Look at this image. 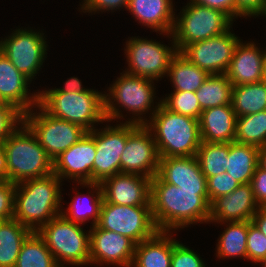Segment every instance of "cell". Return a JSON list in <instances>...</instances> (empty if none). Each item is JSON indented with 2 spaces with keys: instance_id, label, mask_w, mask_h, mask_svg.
I'll list each match as a JSON object with an SVG mask.
<instances>
[{
  "instance_id": "f35d334b",
  "label": "cell",
  "mask_w": 266,
  "mask_h": 267,
  "mask_svg": "<svg viewBox=\"0 0 266 267\" xmlns=\"http://www.w3.org/2000/svg\"><path fill=\"white\" fill-rule=\"evenodd\" d=\"M240 183L232 178L227 172L207 178V191L209 203L216 198L232 193Z\"/></svg>"
},
{
  "instance_id": "681fc988",
  "label": "cell",
  "mask_w": 266,
  "mask_h": 267,
  "mask_svg": "<svg viewBox=\"0 0 266 267\" xmlns=\"http://www.w3.org/2000/svg\"><path fill=\"white\" fill-rule=\"evenodd\" d=\"M259 166L266 170V146L259 148Z\"/></svg>"
},
{
  "instance_id": "7c38bea8",
  "label": "cell",
  "mask_w": 266,
  "mask_h": 267,
  "mask_svg": "<svg viewBox=\"0 0 266 267\" xmlns=\"http://www.w3.org/2000/svg\"><path fill=\"white\" fill-rule=\"evenodd\" d=\"M44 38V33L40 31L16 29L4 41H0V52L32 81L47 58V42Z\"/></svg>"
},
{
  "instance_id": "8d00e7d4",
  "label": "cell",
  "mask_w": 266,
  "mask_h": 267,
  "mask_svg": "<svg viewBox=\"0 0 266 267\" xmlns=\"http://www.w3.org/2000/svg\"><path fill=\"white\" fill-rule=\"evenodd\" d=\"M247 259L259 263L266 257V236L251 222L248 221Z\"/></svg>"
},
{
  "instance_id": "4fadbf2b",
  "label": "cell",
  "mask_w": 266,
  "mask_h": 267,
  "mask_svg": "<svg viewBox=\"0 0 266 267\" xmlns=\"http://www.w3.org/2000/svg\"><path fill=\"white\" fill-rule=\"evenodd\" d=\"M159 160L152 132L145 125L127 123V142L121 155V173L153 178L157 175Z\"/></svg>"
},
{
  "instance_id": "4316f807",
  "label": "cell",
  "mask_w": 266,
  "mask_h": 267,
  "mask_svg": "<svg viewBox=\"0 0 266 267\" xmlns=\"http://www.w3.org/2000/svg\"><path fill=\"white\" fill-rule=\"evenodd\" d=\"M32 232L18 220H0V267H15L22 244Z\"/></svg>"
},
{
  "instance_id": "e0dca14e",
  "label": "cell",
  "mask_w": 266,
  "mask_h": 267,
  "mask_svg": "<svg viewBox=\"0 0 266 267\" xmlns=\"http://www.w3.org/2000/svg\"><path fill=\"white\" fill-rule=\"evenodd\" d=\"M90 264H117L131 267L136 243L119 233L107 231L97 225L90 227Z\"/></svg>"
},
{
  "instance_id": "ab89813d",
  "label": "cell",
  "mask_w": 266,
  "mask_h": 267,
  "mask_svg": "<svg viewBox=\"0 0 266 267\" xmlns=\"http://www.w3.org/2000/svg\"><path fill=\"white\" fill-rule=\"evenodd\" d=\"M171 267H205V263L197 253L177 241L173 246Z\"/></svg>"
},
{
  "instance_id": "8fae6325",
  "label": "cell",
  "mask_w": 266,
  "mask_h": 267,
  "mask_svg": "<svg viewBox=\"0 0 266 267\" xmlns=\"http://www.w3.org/2000/svg\"><path fill=\"white\" fill-rule=\"evenodd\" d=\"M172 45L167 47L154 40L147 38L131 37L126 42L128 69L126 73L141 76L143 78L157 80L168 74L170 62L178 53L172 35Z\"/></svg>"
},
{
  "instance_id": "ffe728a7",
  "label": "cell",
  "mask_w": 266,
  "mask_h": 267,
  "mask_svg": "<svg viewBox=\"0 0 266 267\" xmlns=\"http://www.w3.org/2000/svg\"><path fill=\"white\" fill-rule=\"evenodd\" d=\"M157 176L163 182L180 189L198 190V194H208L207 179L196 156L160 158Z\"/></svg>"
},
{
  "instance_id": "83f0119b",
  "label": "cell",
  "mask_w": 266,
  "mask_h": 267,
  "mask_svg": "<svg viewBox=\"0 0 266 267\" xmlns=\"http://www.w3.org/2000/svg\"><path fill=\"white\" fill-rule=\"evenodd\" d=\"M174 91H197L209 74L178 52L171 60L168 74Z\"/></svg>"
},
{
  "instance_id": "30bf717a",
  "label": "cell",
  "mask_w": 266,
  "mask_h": 267,
  "mask_svg": "<svg viewBox=\"0 0 266 267\" xmlns=\"http://www.w3.org/2000/svg\"><path fill=\"white\" fill-rule=\"evenodd\" d=\"M99 228L127 236L136 244L153 237L159 230L151 206H122L103 200Z\"/></svg>"
},
{
  "instance_id": "f6af8a7d",
  "label": "cell",
  "mask_w": 266,
  "mask_h": 267,
  "mask_svg": "<svg viewBox=\"0 0 266 267\" xmlns=\"http://www.w3.org/2000/svg\"><path fill=\"white\" fill-rule=\"evenodd\" d=\"M198 5L218 9L227 14L232 20L236 17V0H190Z\"/></svg>"
},
{
  "instance_id": "836d02e7",
  "label": "cell",
  "mask_w": 266,
  "mask_h": 267,
  "mask_svg": "<svg viewBox=\"0 0 266 267\" xmlns=\"http://www.w3.org/2000/svg\"><path fill=\"white\" fill-rule=\"evenodd\" d=\"M235 141L258 148L266 146V110L237 117Z\"/></svg>"
},
{
  "instance_id": "c3c4849f",
  "label": "cell",
  "mask_w": 266,
  "mask_h": 267,
  "mask_svg": "<svg viewBox=\"0 0 266 267\" xmlns=\"http://www.w3.org/2000/svg\"><path fill=\"white\" fill-rule=\"evenodd\" d=\"M0 180H7V156L3 143H0Z\"/></svg>"
},
{
  "instance_id": "f5cc1de1",
  "label": "cell",
  "mask_w": 266,
  "mask_h": 267,
  "mask_svg": "<svg viewBox=\"0 0 266 267\" xmlns=\"http://www.w3.org/2000/svg\"><path fill=\"white\" fill-rule=\"evenodd\" d=\"M5 104V102L0 97V105Z\"/></svg>"
},
{
  "instance_id": "3957f363",
  "label": "cell",
  "mask_w": 266,
  "mask_h": 267,
  "mask_svg": "<svg viewBox=\"0 0 266 267\" xmlns=\"http://www.w3.org/2000/svg\"><path fill=\"white\" fill-rule=\"evenodd\" d=\"M145 126L152 132L160 158L195 156L201 145L199 120L174 113L160 102Z\"/></svg>"
},
{
  "instance_id": "60d3db41",
  "label": "cell",
  "mask_w": 266,
  "mask_h": 267,
  "mask_svg": "<svg viewBox=\"0 0 266 267\" xmlns=\"http://www.w3.org/2000/svg\"><path fill=\"white\" fill-rule=\"evenodd\" d=\"M16 184L0 180V220L13 219Z\"/></svg>"
},
{
  "instance_id": "5bb4252c",
  "label": "cell",
  "mask_w": 266,
  "mask_h": 267,
  "mask_svg": "<svg viewBox=\"0 0 266 267\" xmlns=\"http://www.w3.org/2000/svg\"><path fill=\"white\" fill-rule=\"evenodd\" d=\"M239 40L229 29L221 35L191 43L180 53L209 75L223 74L230 65Z\"/></svg>"
},
{
  "instance_id": "f1b7e54d",
  "label": "cell",
  "mask_w": 266,
  "mask_h": 267,
  "mask_svg": "<svg viewBox=\"0 0 266 267\" xmlns=\"http://www.w3.org/2000/svg\"><path fill=\"white\" fill-rule=\"evenodd\" d=\"M231 104L237 117L266 110V81L233 86Z\"/></svg>"
},
{
  "instance_id": "4dcf8cb0",
  "label": "cell",
  "mask_w": 266,
  "mask_h": 267,
  "mask_svg": "<svg viewBox=\"0 0 266 267\" xmlns=\"http://www.w3.org/2000/svg\"><path fill=\"white\" fill-rule=\"evenodd\" d=\"M232 89L233 84L225 73L211 74L195 93L203 111L207 108L231 104Z\"/></svg>"
},
{
  "instance_id": "2e32d148",
  "label": "cell",
  "mask_w": 266,
  "mask_h": 267,
  "mask_svg": "<svg viewBox=\"0 0 266 267\" xmlns=\"http://www.w3.org/2000/svg\"><path fill=\"white\" fill-rule=\"evenodd\" d=\"M94 129L53 161V173L61 180L69 178L78 183L93 182V163L96 156Z\"/></svg>"
},
{
  "instance_id": "7402d4cb",
  "label": "cell",
  "mask_w": 266,
  "mask_h": 267,
  "mask_svg": "<svg viewBox=\"0 0 266 267\" xmlns=\"http://www.w3.org/2000/svg\"><path fill=\"white\" fill-rule=\"evenodd\" d=\"M264 55L265 50L261 51L256 47L254 41L243 43L239 40L225 73L233 86L263 81Z\"/></svg>"
},
{
  "instance_id": "d6a6232c",
  "label": "cell",
  "mask_w": 266,
  "mask_h": 267,
  "mask_svg": "<svg viewBox=\"0 0 266 267\" xmlns=\"http://www.w3.org/2000/svg\"><path fill=\"white\" fill-rule=\"evenodd\" d=\"M15 267H59L44 239L33 231L22 244Z\"/></svg>"
},
{
  "instance_id": "e575fe53",
  "label": "cell",
  "mask_w": 266,
  "mask_h": 267,
  "mask_svg": "<svg viewBox=\"0 0 266 267\" xmlns=\"http://www.w3.org/2000/svg\"><path fill=\"white\" fill-rule=\"evenodd\" d=\"M229 143L201 142L196 158L206 179L226 171Z\"/></svg>"
},
{
  "instance_id": "ee69618b",
  "label": "cell",
  "mask_w": 266,
  "mask_h": 267,
  "mask_svg": "<svg viewBox=\"0 0 266 267\" xmlns=\"http://www.w3.org/2000/svg\"><path fill=\"white\" fill-rule=\"evenodd\" d=\"M266 0H236V17L263 16Z\"/></svg>"
},
{
  "instance_id": "44dd1931",
  "label": "cell",
  "mask_w": 266,
  "mask_h": 267,
  "mask_svg": "<svg viewBox=\"0 0 266 267\" xmlns=\"http://www.w3.org/2000/svg\"><path fill=\"white\" fill-rule=\"evenodd\" d=\"M31 80L21 73L11 61L0 52V97L8 104L13 105L23 114L36 108L39 104L37 94L28 91ZM29 92V93H28ZM30 95V96H29Z\"/></svg>"
},
{
  "instance_id": "5b68a950",
  "label": "cell",
  "mask_w": 266,
  "mask_h": 267,
  "mask_svg": "<svg viewBox=\"0 0 266 267\" xmlns=\"http://www.w3.org/2000/svg\"><path fill=\"white\" fill-rule=\"evenodd\" d=\"M39 105L51 116L77 124L87 132L96 128L95 123L106 122L104 94L92 89L71 93L40 91Z\"/></svg>"
},
{
  "instance_id": "b9f144b4",
  "label": "cell",
  "mask_w": 266,
  "mask_h": 267,
  "mask_svg": "<svg viewBox=\"0 0 266 267\" xmlns=\"http://www.w3.org/2000/svg\"><path fill=\"white\" fill-rule=\"evenodd\" d=\"M80 10L84 13H93L97 11L117 10L121 7L127 9L129 0H83Z\"/></svg>"
},
{
  "instance_id": "cb8c5ba5",
  "label": "cell",
  "mask_w": 266,
  "mask_h": 267,
  "mask_svg": "<svg viewBox=\"0 0 266 267\" xmlns=\"http://www.w3.org/2000/svg\"><path fill=\"white\" fill-rule=\"evenodd\" d=\"M127 9L140 24L172 36L176 17L172 0H129Z\"/></svg>"
},
{
  "instance_id": "74e56055",
  "label": "cell",
  "mask_w": 266,
  "mask_h": 267,
  "mask_svg": "<svg viewBox=\"0 0 266 267\" xmlns=\"http://www.w3.org/2000/svg\"><path fill=\"white\" fill-rule=\"evenodd\" d=\"M23 122V113L11 104L0 105V143Z\"/></svg>"
},
{
  "instance_id": "603a6c76",
  "label": "cell",
  "mask_w": 266,
  "mask_h": 267,
  "mask_svg": "<svg viewBox=\"0 0 266 267\" xmlns=\"http://www.w3.org/2000/svg\"><path fill=\"white\" fill-rule=\"evenodd\" d=\"M237 115L232 104L207 108L199 118L202 142L230 143L235 141Z\"/></svg>"
},
{
  "instance_id": "d6986e66",
  "label": "cell",
  "mask_w": 266,
  "mask_h": 267,
  "mask_svg": "<svg viewBox=\"0 0 266 267\" xmlns=\"http://www.w3.org/2000/svg\"><path fill=\"white\" fill-rule=\"evenodd\" d=\"M259 208L251 184H240L232 193L218 197L210 204L209 222L251 221Z\"/></svg>"
},
{
  "instance_id": "ac0fdd59",
  "label": "cell",
  "mask_w": 266,
  "mask_h": 267,
  "mask_svg": "<svg viewBox=\"0 0 266 267\" xmlns=\"http://www.w3.org/2000/svg\"><path fill=\"white\" fill-rule=\"evenodd\" d=\"M150 177L131 173H117L103 180V200L122 206H151Z\"/></svg>"
},
{
  "instance_id": "f546056e",
  "label": "cell",
  "mask_w": 266,
  "mask_h": 267,
  "mask_svg": "<svg viewBox=\"0 0 266 267\" xmlns=\"http://www.w3.org/2000/svg\"><path fill=\"white\" fill-rule=\"evenodd\" d=\"M79 184L81 185L83 184L84 187L85 186L88 188L90 187L94 193L96 192V195L94 196V194H91V191H89L88 193L93 199H91V201L88 200L89 201L88 203L84 202L85 203L84 205L85 207H84L83 202L81 198L79 197L81 193L77 192L75 197H73L74 199L70 202V205H68L69 207L67 208V210L64 212L61 211V215L67 220L72 221L74 223H78V224H82V223L84 224L85 221H89V219H93L92 220V227H93L99 221L101 205L103 203L101 184L93 183V182L79 183Z\"/></svg>"
},
{
  "instance_id": "9c48e42d",
  "label": "cell",
  "mask_w": 266,
  "mask_h": 267,
  "mask_svg": "<svg viewBox=\"0 0 266 267\" xmlns=\"http://www.w3.org/2000/svg\"><path fill=\"white\" fill-rule=\"evenodd\" d=\"M36 107L40 112L35 113L31 109L24 113L23 122L35 134L48 157L54 161L62 152L77 143L87 131L77 124L51 116L39 104Z\"/></svg>"
},
{
  "instance_id": "ba28073f",
  "label": "cell",
  "mask_w": 266,
  "mask_h": 267,
  "mask_svg": "<svg viewBox=\"0 0 266 267\" xmlns=\"http://www.w3.org/2000/svg\"><path fill=\"white\" fill-rule=\"evenodd\" d=\"M178 16L172 32L178 52L191 43L225 33L233 23L224 12L192 1L187 3Z\"/></svg>"
},
{
  "instance_id": "484cf974",
  "label": "cell",
  "mask_w": 266,
  "mask_h": 267,
  "mask_svg": "<svg viewBox=\"0 0 266 267\" xmlns=\"http://www.w3.org/2000/svg\"><path fill=\"white\" fill-rule=\"evenodd\" d=\"M259 165V148L236 141L229 143L226 172L240 184L250 183Z\"/></svg>"
},
{
  "instance_id": "6da1fadb",
  "label": "cell",
  "mask_w": 266,
  "mask_h": 267,
  "mask_svg": "<svg viewBox=\"0 0 266 267\" xmlns=\"http://www.w3.org/2000/svg\"><path fill=\"white\" fill-rule=\"evenodd\" d=\"M151 209L159 231L185 228L193 223H209L208 194L198 190L180 189L163 182L157 175L151 179Z\"/></svg>"
},
{
  "instance_id": "52a82bcc",
  "label": "cell",
  "mask_w": 266,
  "mask_h": 267,
  "mask_svg": "<svg viewBox=\"0 0 266 267\" xmlns=\"http://www.w3.org/2000/svg\"><path fill=\"white\" fill-rule=\"evenodd\" d=\"M37 233L44 239L59 267H65L66 263L75 266L89 264L90 232H85L81 224L69 221L60 214Z\"/></svg>"
},
{
  "instance_id": "816d5d0a",
  "label": "cell",
  "mask_w": 266,
  "mask_h": 267,
  "mask_svg": "<svg viewBox=\"0 0 266 267\" xmlns=\"http://www.w3.org/2000/svg\"><path fill=\"white\" fill-rule=\"evenodd\" d=\"M259 263L261 264V266L263 265L264 267H266V257L262 259Z\"/></svg>"
},
{
  "instance_id": "7dc6e473",
  "label": "cell",
  "mask_w": 266,
  "mask_h": 267,
  "mask_svg": "<svg viewBox=\"0 0 266 267\" xmlns=\"http://www.w3.org/2000/svg\"><path fill=\"white\" fill-rule=\"evenodd\" d=\"M251 222L266 236V207H260Z\"/></svg>"
},
{
  "instance_id": "1f68e13d",
  "label": "cell",
  "mask_w": 266,
  "mask_h": 267,
  "mask_svg": "<svg viewBox=\"0 0 266 267\" xmlns=\"http://www.w3.org/2000/svg\"><path fill=\"white\" fill-rule=\"evenodd\" d=\"M229 224V225H228ZM227 227L218 239V258L241 257L247 259L248 221L227 222Z\"/></svg>"
},
{
  "instance_id": "8992f818",
  "label": "cell",
  "mask_w": 266,
  "mask_h": 267,
  "mask_svg": "<svg viewBox=\"0 0 266 267\" xmlns=\"http://www.w3.org/2000/svg\"><path fill=\"white\" fill-rule=\"evenodd\" d=\"M120 74V77L107 90L109 91L108 94H104L106 121L123 118L117 107H124L126 111L132 112V115L135 114V117L129 119L126 123L145 125L149 120H146L145 116L143 119V114H146L149 110L151 111V105H154V99L156 98L154 97L155 88L152 85L154 82L151 79L126 72Z\"/></svg>"
},
{
  "instance_id": "7a4b0ae2",
  "label": "cell",
  "mask_w": 266,
  "mask_h": 267,
  "mask_svg": "<svg viewBox=\"0 0 266 267\" xmlns=\"http://www.w3.org/2000/svg\"><path fill=\"white\" fill-rule=\"evenodd\" d=\"M61 182L55 174L16 184L13 219L37 232L61 214ZM61 203V204H60Z\"/></svg>"
},
{
  "instance_id": "f907efd6",
  "label": "cell",
  "mask_w": 266,
  "mask_h": 267,
  "mask_svg": "<svg viewBox=\"0 0 266 267\" xmlns=\"http://www.w3.org/2000/svg\"><path fill=\"white\" fill-rule=\"evenodd\" d=\"M263 75H264V80L266 81V49H265V55L263 59Z\"/></svg>"
},
{
  "instance_id": "d590c367",
  "label": "cell",
  "mask_w": 266,
  "mask_h": 267,
  "mask_svg": "<svg viewBox=\"0 0 266 267\" xmlns=\"http://www.w3.org/2000/svg\"><path fill=\"white\" fill-rule=\"evenodd\" d=\"M161 104L174 113L198 120L202 113L196 93L191 91H174L161 99Z\"/></svg>"
},
{
  "instance_id": "277c9868",
  "label": "cell",
  "mask_w": 266,
  "mask_h": 267,
  "mask_svg": "<svg viewBox=\"0 0 266 267\" xmlns=\"http://www.w3.org/2000/svg\"><path fill=\"white\" fill-rule=\"evenodd\" d=\"M7 156V180L18 184L53 173V161L35 134L22 122L3 142Z\"/></svg>"
},
{
  "instance_id": "bcb514c9",
  "label": "cell",
  "mask_w": 266,
  "mask_h": 267,
  "mask_svg": "<svg viewBox=\"0 0 266 267\" xmlns=\"http://www.w3.org/2000/svg\"><path fill=\"white\" fill-rule=\"evenodd\" d=\"M63 88H55L58 92L71 93V92H85L88 88L82 87L81 80L76 77L68 79Z\"/></svg>"
},
{
  "instance_id": "d4e9b609",
  "label": "cell",
  "mask_w": 266,
  "mask_h": 267,
  "mask_svg": "<svg viewBox=\"0 0 266 267\" xmlns=\"http://www.w3.org/2000/svg\"><path fill=\"white\" fill-rule=\"evenodd\" d=\"M169 233L171 231H158L153 237L136 244L131 267H171L173 246L177 240Z\"/></svg>"
},
{
  "instance_id": "7bdbcfd3",
  "label": "cell",
  "mask_w": 266,
  "mask_h": 267,
  "mask_svg": "<svg viewBox=\"0 0 266 267\" xmlns=\"http://www.w3.org/2000/svg\"><path fill=\"white\" fill-rule=\"evenodd\" d=\"M250 184L258 206L266 207V170L258 165Z\"/></svg>"
},
{
  "instance_id": "9a60e30c",
  "label": "cell",
  "mask_w": 266,
  "mask_h": 267,
  "mask_svg": "<svg viewBox=\"0 0 266 267\" xmlns=\"http://www.w3.org/2000/svg\"><path fill=\"white\" fill-rule=\"evenodd\" d=\"M96 156L93 163V183H101L121 172V155L127 142V123L94 129Z\"/></svg>"
}]
</instances>
